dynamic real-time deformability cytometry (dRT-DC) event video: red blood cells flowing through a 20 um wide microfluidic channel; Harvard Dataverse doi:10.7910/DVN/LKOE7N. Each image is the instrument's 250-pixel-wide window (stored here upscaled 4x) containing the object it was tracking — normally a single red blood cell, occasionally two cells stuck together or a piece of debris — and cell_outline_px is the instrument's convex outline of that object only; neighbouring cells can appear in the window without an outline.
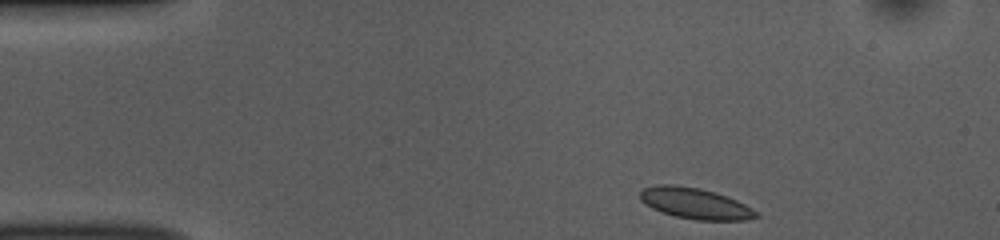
{"species": "common noctule bat (a hibernating species)", "species_latin": "Nyctalus noctula", "temperature_condition": "room temperature", "stored_images_in_passage": 45, "camera_frame_rate_fps": 3000, "um_per_image_px": 0.085, "animal": {"sex": "female", "body_mass_g": 10.0, "forearm_length_mm": 53.1}, "frame": {"image": 1, "passage_image": 1, "time_ms": 0.0, "image_size_px": [1000, 240], "cell_outline_px": [[760, 216], [748, 220], [696, 220], [676, 216], [660, 212], [652, 208], [640, 200], [640, 192], [644, 188], [656, 184], [672, 184], [700, 188], [716, 192], [728, 196], [752, 208]], "centroid_in_image_um": [59.08, 17.28], "position_along_channel_um": 25.9, "area_um2": 21.04}}
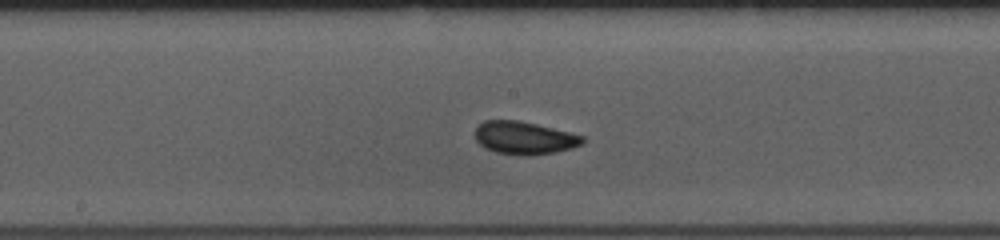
{"frame": {"image": 2, "passage_image": 20, "time_ms": 6.333, "image_size_px": [1000, 240], "cell_outline_px": [[584, 144], [572, 148], [556, 152], [528, 156], [520, 156], [496, 152], [484, 148], [476, 140], [476, 128], [484, 120], [516, 120], [536, 124], [584, 136]], "centroid_in_image_um": [44.57, 11.74], "position_along_channel_um": 203.6, "area_um2": 20.58}}
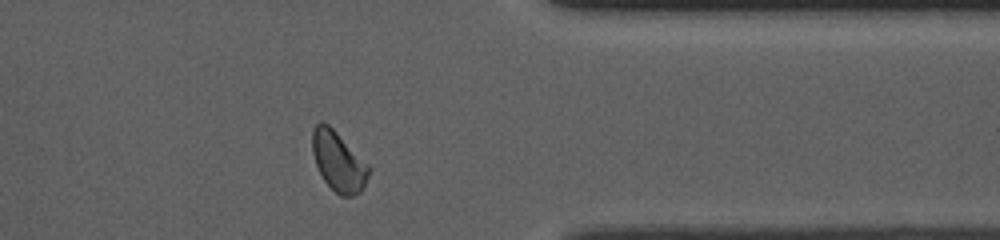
{"frame": {"image": 3, "passage_image": 35, "time_ms": 11.333, "image_size_px": [1000, 240], "cell_outline_px": [[372, 168], [360, 192], [352, 196], [340, 196], [324, 180], [316, 164], [312, 152], [312, 128], [320, 120], [328, 124]], "centroid_in_image_um": [28.75, 13.71], "position_along_channel_um": 382.6, "area_um2": 19.42}, "authors_computed_cell_mechanics": {"area_um2": 20.1722, "velocity_mm_per_s": 3.8032, "shape_relaxation_time_tau1_ms": 3.7096, "shape_relaxation_time_tau2_ms": 0.9312, "deformation_change_tau1": 0.0622, "deformation_change_tau2": 0.0451}}